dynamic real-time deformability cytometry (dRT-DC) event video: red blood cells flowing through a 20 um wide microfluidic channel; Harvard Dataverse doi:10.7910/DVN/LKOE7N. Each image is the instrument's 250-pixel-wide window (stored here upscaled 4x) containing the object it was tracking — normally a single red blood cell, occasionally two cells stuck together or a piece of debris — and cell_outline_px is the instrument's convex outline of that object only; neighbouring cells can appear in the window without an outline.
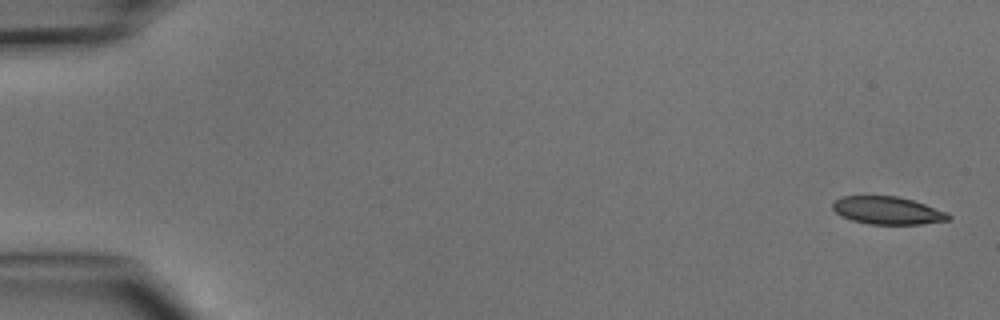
{"species": "common noctule bat (a hibernating species)", "species_latin": "Nyctalus noctula", "temperature_condition": "cold", "stored_images_in_passage": 5, "camera_frame_rate_fps": 3000, "um_per_image_px": 0.085, "animal": {"sex": "male", "body_mass_g": 15.6}, "frame": {"image": 1, "passage_image": 1, "time_ms": 0.0, "image_size_px": [1000, 320], "cell_outline_px": [[952, 216], [948, 220], [920, 224], [868, 224], [852, 220], [840, 216], [832, 208], [832, 204], [840, 196], [896, 196], [912, 200], [948, 212]], "centroid_in_image_um": [75.43, 17.89], "position_along_channel_um": 9.6, "area_um2": 18.67}}
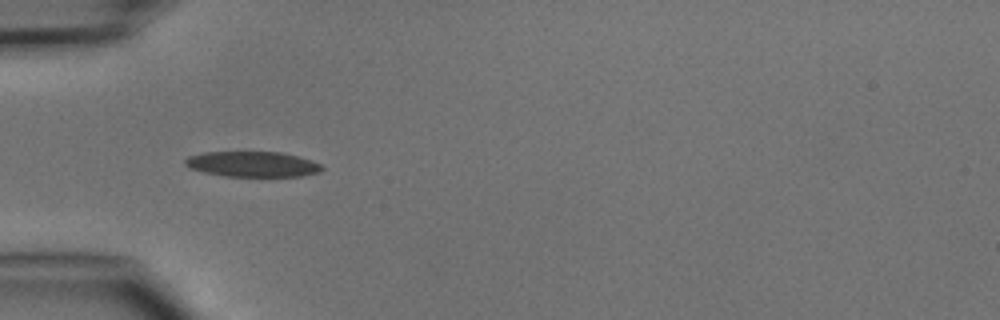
{"frame": {"image": 2, "passage_image": 5, "time_ms": 4.667, "image_size_px": [1000, 320], "cell_outline_px": [[324, 168], [320, 172], [300, 176], [224, 176], [204, 172], [192, 168], [184, 164], [184, 160], [188, 156], [204, 152], [280, 152], [312, 160], [320, 164]], "centroid_in_image_um": [21.46, 13.95], "position_along_channel_um": 63.5, "area_um2": 20.11}}